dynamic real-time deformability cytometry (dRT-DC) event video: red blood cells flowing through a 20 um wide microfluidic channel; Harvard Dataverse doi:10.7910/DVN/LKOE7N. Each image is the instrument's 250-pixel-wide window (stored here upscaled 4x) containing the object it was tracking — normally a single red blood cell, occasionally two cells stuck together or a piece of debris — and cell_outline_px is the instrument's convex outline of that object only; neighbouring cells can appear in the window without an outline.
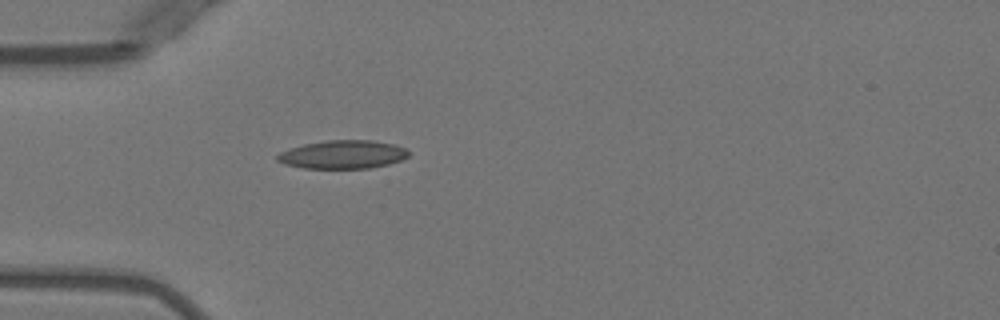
{"species": "Egyptian fruit bat (a non-hibernating species)", "species_latin": "Rousettus aegyptiacus", "temperature_condition": "warm", "stored_images_in_passage": 43, "camera_frame_rate_fps": 3000, "um_per_image_px": 0.085, "animal": {"sex": "female"}, "frame": {"image": 1, "passage_image": 9, "time_ms": 2.667, "image_size_px": [1000, 320], "cell_outline_px": [[408, 156], [400, 160], [388, 164], [372, 168], [304, 168], [284, 164], [276, 160], [276, 156], [280, 152], [304, 144], [328, 140], [372, 140], [392, 144], [404, 148], [408, 152]], "centroid_in_image_um": [29.12, 13.13], "position_along_channel_um": 55.9, "area_um2": 21.5}}
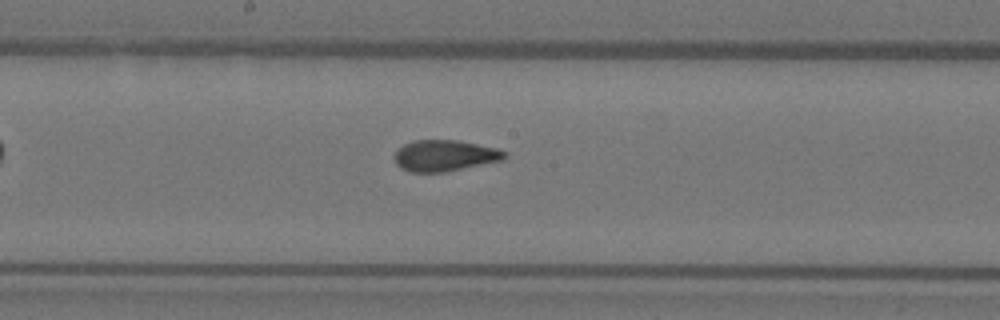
{"frame": {"image": 2, "passage_image": 21, "time_ms": 6.667, "image_size_px": [1000, 320], "cell_outline_px": [[508, 156], [504, 160], [444, 172], [408, 172], [400, 168], [396, 164], [392, 156], [404, 144], [412, 140], [460, 140], [500, 148], [508, 152]], "centroid_in_image_um": [37.84, 13.22], "position_along_channel_um": 210.4, "area_um2": 20.46}}
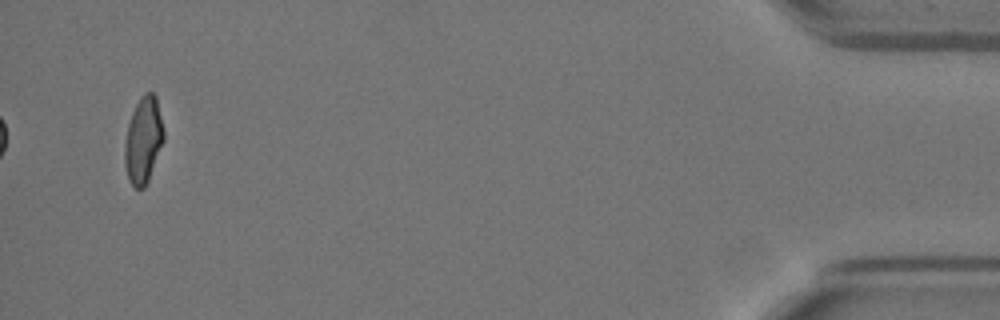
{"frame": {"image": 3, "passage_image": 43, "time_ms": 14.0, "image_size_px": [1000, 320], "cell_outline_px": [[164, 140], [148, 180], [144, 188], [136, 188], [132, 184], [128, 176], [124, 160], [124, 140], [128, 124], [132, 112], [140, 96], [144, 92], [152, 92], [156, 96], [164, 128]], "centroid_in_image_um": [12.18, 11.86], "position_along_channel_um": 423.0, "area_um2": 19.65}, "authors_computed_cell_mechanics": {"area_um2": 20.1722, "velocity_mm_per_s": 3.9986, "shape_relaxation_time_tau1_ms": 9.4156, "shape_relaxation_time_tau2_ms": 1.0512, "deformation_change_tau1": 0.2567, "deformation_change_tau2": 0.0805}}